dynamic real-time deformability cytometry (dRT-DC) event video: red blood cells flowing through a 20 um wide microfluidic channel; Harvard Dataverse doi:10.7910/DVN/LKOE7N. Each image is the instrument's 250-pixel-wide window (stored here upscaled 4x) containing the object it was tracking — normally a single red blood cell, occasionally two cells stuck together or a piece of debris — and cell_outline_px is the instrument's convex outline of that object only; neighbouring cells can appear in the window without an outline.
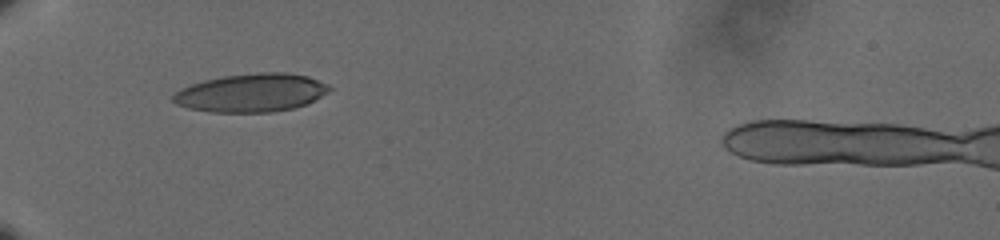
{"species": "human", "species_latin": "Homo sapiens", "temperature_condition": "cold", "stored_images_in_passage": 38, "camera_frame_rate_fps": 3000, "um_per_image_px": 0.085, "donor": {"sex": "male"}, "frame": {"image": 1, "passage_image": 1, "time_ms": 0.0, "image_size_px": [1000, 240], "cell_outline_px": [[332, 88], [328, 92], [304, 104], [292, 108], [272, 112], [212, 112], [188, 108], [176, 104], [172, 100], [172, 96], [176, 92], [192, 84], [204, 80], [224, 76], [260, 72], [284, 72], [308, 76], [328, 84]], "centroid_in_image_um": [21.36, 7.88], "position_along_channel_um": 63.6, "area_um2": 34.56}}
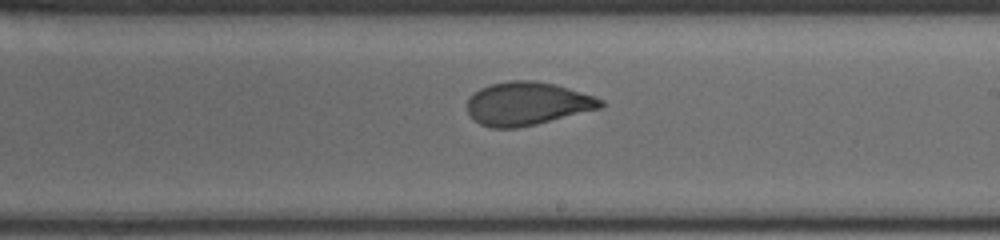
{"frame": {"image": 2, "passage_image": 17, "time_ms": 5.333, "image_size_px": [1000, 240], "cell_outline_px": [[604, 104], [600, 108], [536, 124], [516, 128], [492, 128], [480, 124], [468, 112], [468, 100], [480, 88], [492, 84], [512, 80], [532, 80], [556, 84], [604, 100]], "centroid_in_image_um": [44.82, 8.81], "position_along_channel_um": 244.2, "area_um2": 33.12}}
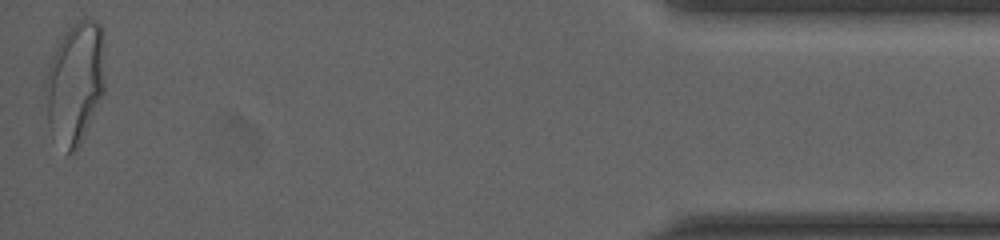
{"frame": {"image": 3, "passage_image": 38, "time_ms": 12.333, "image_size_px": [1000, 240], "cell_outline_px": [[104, 92], [84, 136], [76, 152], [68, 152], [48, 124], [44, 88], [44, 80], [52, 56], [68, 24], [80, 20], [96, 20], [104, 28]], "centroid_in_image_um": [6.4, 6.95], "position_along_channel_um": 428.8, "area_um2": 42.43}, "authors_computed_cell_mechanics": {"area_um2": 34.4199, "velocity_mm_per_s": 3.6138, "shape_relaxation_time_tau1_ms": 7.3595, "shape_relaxation_time_tau2_ms": 1.0772, "deformation_change_tau1": 0.2163, "deformation_change_tau2": 0.0592}}